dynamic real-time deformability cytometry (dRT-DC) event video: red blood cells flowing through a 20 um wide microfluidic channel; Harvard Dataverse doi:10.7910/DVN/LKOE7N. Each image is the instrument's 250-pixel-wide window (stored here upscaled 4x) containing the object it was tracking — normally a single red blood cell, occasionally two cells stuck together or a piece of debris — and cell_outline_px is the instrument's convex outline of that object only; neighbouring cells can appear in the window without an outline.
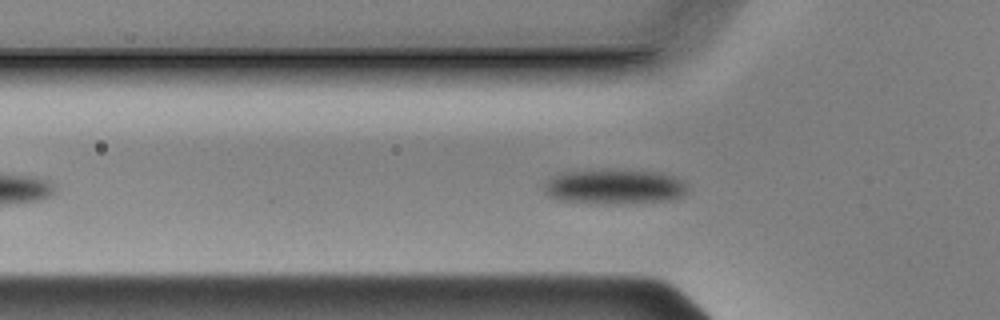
{"species": "Egyptian fruit bat (a non-hibernating species)", "species_latin": "Rousettus aegyptiacus", "temperature_condition": "cold", "stored_images_in_passage": 49, "camera_frame_rate_fps": 3000, "um_per_image_px": 0.085, "animal": {"sex": "male"}, "frame": {"image": 1, "passage_image": 10, "time_ms": 3.0, "image_size_px": [1000, 320], "cell_outline_px": [[688, 188], [680, 196], [672, 200], [608, 204], [560, 200], [548, 196], [544, 192], [544, 184], [552, 176], [560, 172], [604, 168], [656, 172], [676, 176], [684, 180]], "centroid_in_image_um": [52.2, 15.84], "position_along_channel_um": 73.6, "area_um2": 29.65}}
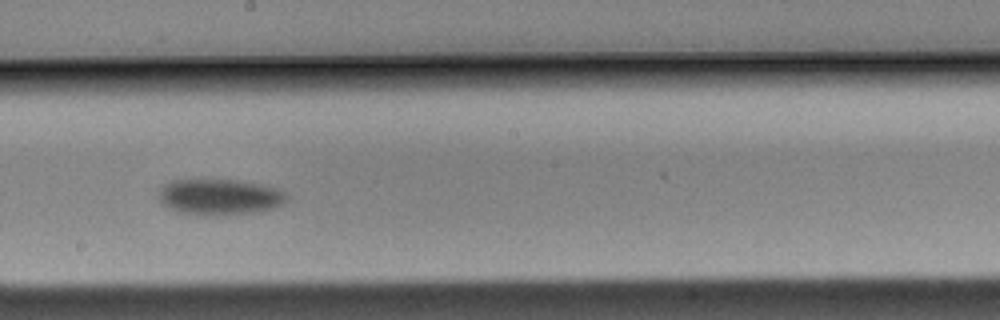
{"frame": {"image": 2, "passage_image": 23, "time_ms": 7.333, "image_size_px": [1000, 320], "cell_outline_px": [[288, 196], [280, 204], [272, 208], [256, 212], [180, 212], [168, 208], [156, 196], [160, 188], [172, 180], [236, 180], [260, 184], [284, 192]], "centroid_in_image_um": [18.61, 16.68], "position_along_channel_um": 229.6, "area_um2": 25.37}}
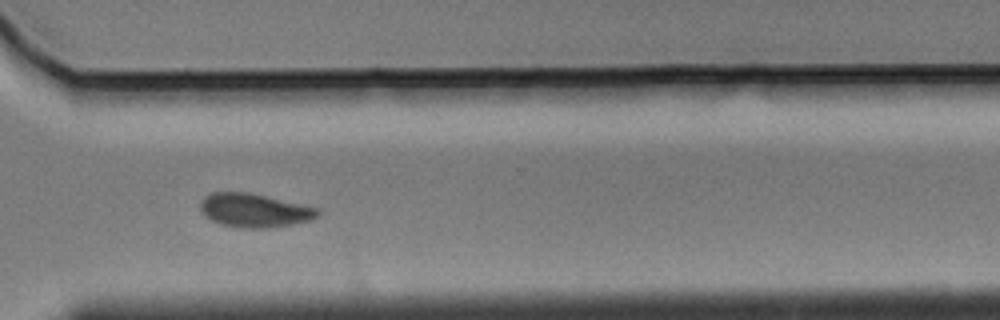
{"frame": {"image": 3, "passage_image": 33, "time_ms": 10.667, "image_size_px": [1000, 320], "cell_outline_px": [[320, 212], [312, 220], [292, 224], [268, 228], [244, 228], [220, 224], [204, 216], [200, 212], [200, 200], [204, 196], [212, 192], [248, 192], [316, 208]], "centroid_in_image_um": [21.54, 17.88], "position_along_channel_um": 349.1, "area_um2": 22.89}, "authors_computed_cell_mechanics": {"area_um2": 25.3742, "velocity_mm_per_s": 3.5908, "shape_relaxation_time_tau1_ms": 2.9073, "shape_relaxation_time_tau2_ms": null, "deformation_change_tau1": 0.0488, "deformation_change_tau2": null}}